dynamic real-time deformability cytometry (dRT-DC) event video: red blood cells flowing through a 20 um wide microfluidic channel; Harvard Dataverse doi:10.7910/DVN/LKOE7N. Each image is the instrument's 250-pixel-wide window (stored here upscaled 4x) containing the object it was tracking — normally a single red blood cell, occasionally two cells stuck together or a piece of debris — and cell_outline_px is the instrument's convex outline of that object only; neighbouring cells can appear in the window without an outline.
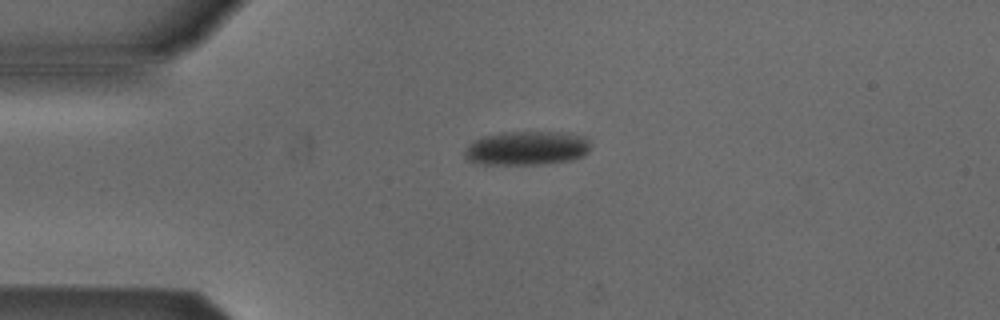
{"species": "Egyptian fruit bat (a non-hibernating species)", "species_latin": "Rousettus aegyptiacus", "temperature_condition": "cold", "stored_images_in_passage": 4, "camera_frame_rate_fps": 3000, "um_per_image_px": 0.085, "animal": {"sex": "male"}, "frame": {"image": 1, "passage_image": 1, "time_ms": 0.0, "image_size_px": [1000, 320], "cell_outline_px": [[588, 152], [584, 156], [572, 160], [540, 164], [484, 164], [468, 160], [464, 156], [464, 148], [472, 140], [484, 136], [504, 132], [572, 132], [584, 136], [588, 140]], "centroid_in_image_um": [44.77, 12.58], "position_along_channel_um": 40.2, "area_um2": 25.14}}
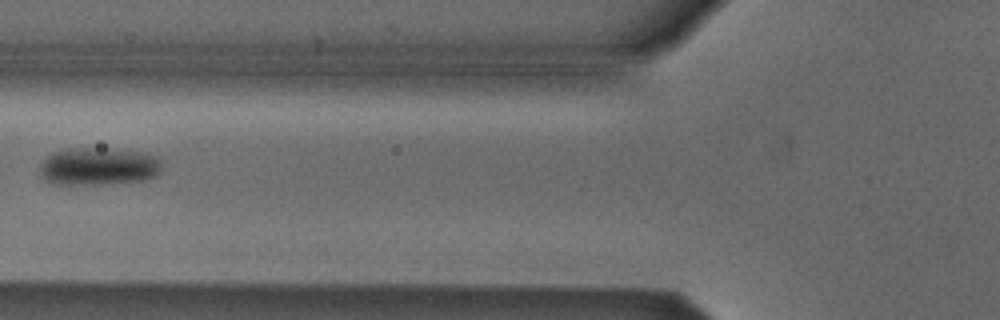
{"frame": {"image": 2, "passage_image": 3, "time_ms": 2.667, "image_size_px": [1000, 320], "cell_outline_px": [[160, 172], [156, 176], [144, 180], [92, 184], [52, 184], [44, 180], [40, 176], [36, 168], [48, 156], [64, 148], [108, 148], [144, 152], [160, 156]], "centroid_in_image_um": [8.34, 14.13], "position_along_channel_um": 117.5, "area_um2": 27.17}}
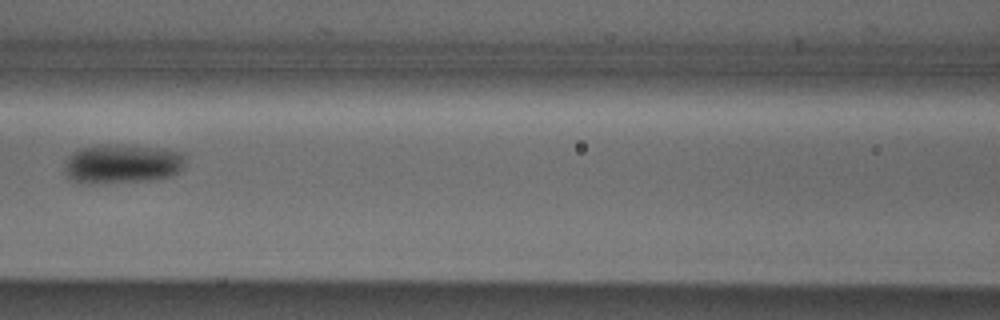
{"frame": {"image": 3, "passage_image": 4, "time_ms": 3.667, "image_size_px": [1000, 320], "cell_outline_px": [[184, 164], [180, 172], [172, 176], [152, 180], [92, 184], [80, 184], [72, 180], [64, 172], [64, 160], [72, 152], [80, 148], [96, 144], [124, 144], [160, 148], [184, 152]], "centroid_in_image_um": [10.35, 13.92], "position_along_channel_um": 156.3, "area_um2": 28.5}}